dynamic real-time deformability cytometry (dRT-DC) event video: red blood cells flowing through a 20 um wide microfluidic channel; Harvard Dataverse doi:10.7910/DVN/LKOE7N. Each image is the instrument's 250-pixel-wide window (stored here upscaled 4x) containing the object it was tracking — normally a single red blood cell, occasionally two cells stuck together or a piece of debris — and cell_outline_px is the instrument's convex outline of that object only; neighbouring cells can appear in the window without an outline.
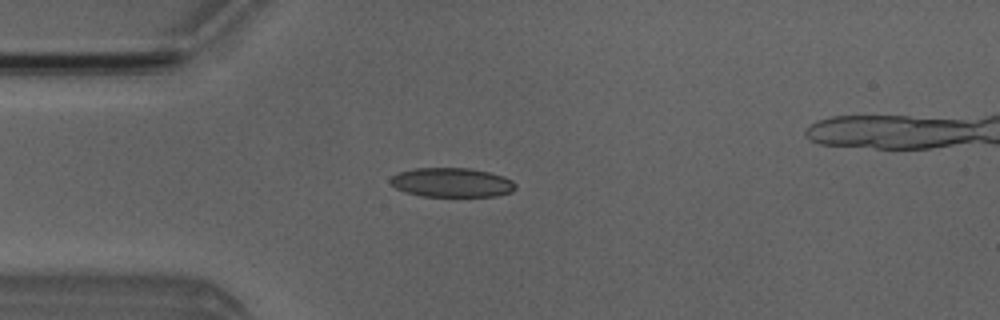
{"species": "Egyptian fruit bat (a non-hibernating species)", "species_latin": "Rousettus aegyptiacus", "temperature_condition": "room temperature", "stored_images_in_passage": 4, "camera_frame_rate_fps": 3000, "um_per_image_px": 0.085, "animal": {"sex": "male"}, "frame": {"image": 1, "passage_image": 3, "time_ms": 2.333, "image_size_px": [1000, 320], "cell_outline_px": [[516, 188], [512, 192], [496, 196], [420, 196], [404, 192], [396, 188], [388, 180], [396, 172], [412, 168], [468, 168], [488, 172], [504, 176], [512, 180], [516, 184]], "centroid_in_image_um": [38.38, 15.51], "position_along_channel_um": 46.6, "area_um2": 21.56}}